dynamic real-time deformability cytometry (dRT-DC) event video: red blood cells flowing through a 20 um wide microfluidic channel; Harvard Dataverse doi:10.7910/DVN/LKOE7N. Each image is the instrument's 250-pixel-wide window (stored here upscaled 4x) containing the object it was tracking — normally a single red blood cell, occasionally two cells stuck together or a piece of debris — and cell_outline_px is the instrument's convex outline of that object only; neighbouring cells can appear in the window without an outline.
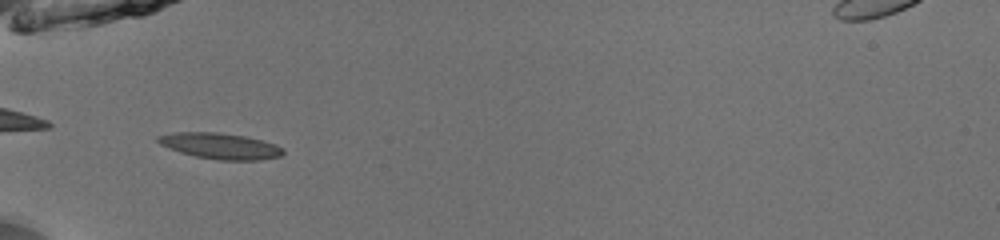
{"species": "common noctule bat (a hibernating species)", "species_latin": "Nyctalus noctula", "temperature_condition": "room temperature", "stored_images_in_passage": 20, "camera_frame_rate_fps": 3000, "um_per_image_px": 0.085, "animal": {"sex": "male", "body_mass_g": 13.0, "forearm_length_mm": 53.1}, "frame": {"image": 1, "passage_image": 1, "time_ms": 0.0, "image_size_px": [1000, 240], "cell_outline_px": [[284, 152], [280, 156], [260, 160], [220, 160], [196, 156], [180, 152], [160, 144], [156, 140], [156, 136], [176, 132], [216, 132], [244, 136], [276, 144], [284, 148]], "centroid_in_image_um": [18.73, 12.4], "position_along_channel_um": 66.3, "area_um2": 18.79}}
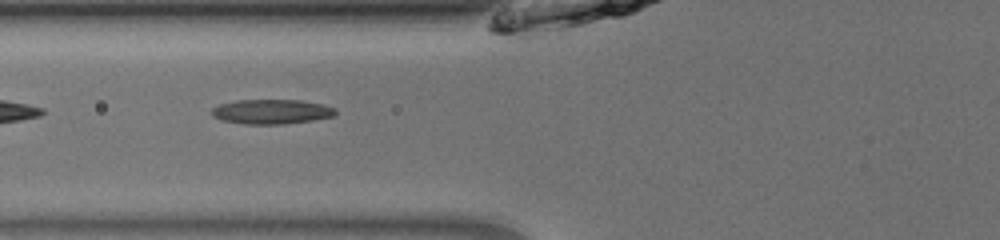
{"frame": {"image": 2, "passage_image": 4, "time_ms": 1.0, "image_size_px": [1000, 240], "cell_outline_px": [[336, 112], [332, 116], [312, 120], [284, 124], [244, 124], [220, 120], [212, 116], [212, 108], [220, 104], [236, 100], [268, 96], [300, 100], [324, 104], [336, 108]], "centroid_in_image_um": [23.05, 9.43], "position_along_channel_um": 102.8, "area_um2": 18.73}}
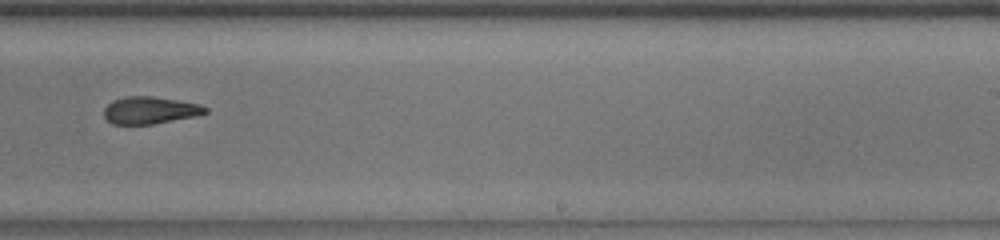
{"frame": {"image": 3, "passage_image": 17, "time_ms": 5.333, "image_size_px": [1000, 240], "cell_outline_px": [[208, 112], [200, 116], [152, 124], [112, 124], [104, 116], [104, 108], [112, 100], [132, 92], [144, 92], [200, 104], [208, 108]], "centroid_in_image_um": [12.77, 9.29], "position_along_channel_um": 276.2, "area_um2": 17.34}}